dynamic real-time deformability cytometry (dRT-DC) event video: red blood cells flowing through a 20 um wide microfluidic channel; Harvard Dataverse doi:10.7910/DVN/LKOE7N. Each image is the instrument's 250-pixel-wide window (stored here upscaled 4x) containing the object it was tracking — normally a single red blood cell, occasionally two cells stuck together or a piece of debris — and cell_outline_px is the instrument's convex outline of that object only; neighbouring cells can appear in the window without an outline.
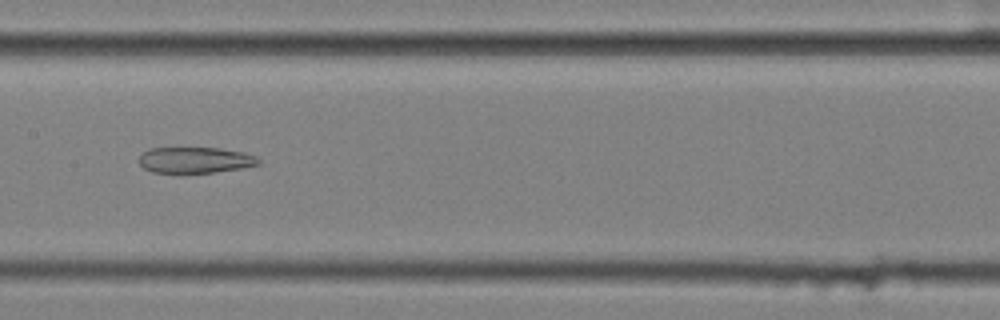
{"species": "common noctule bat (a hibernating species)", "species_latin": "Nyctalus noctula", "temperature_condition": "cold", "stored_images_in_passage": 52, "segment_of_instrument_passage": [2, 2], "camera_frame_rate_fps": 3000, "um_per_image_px": 0.085, "animal": {"sex": "female", "body_mass_g": 25.1}, "frame": {"image": 1, "passage_image": 24, "time_ms": 7.667, "image_size_px": [1000, 320], "cell_outline_px": [[260, 164], [244, 168], [216, 172], [180, 176], [152, 172], [144, 168], [140, 164], [140, 156], [148, 148], [220, 148], [244, 152], [256, 156], [260, 160]], "centroid_in_image_um": [16.58, 13.65], "position_along_channel_um": 190.8, "area_um2": 18.96}}
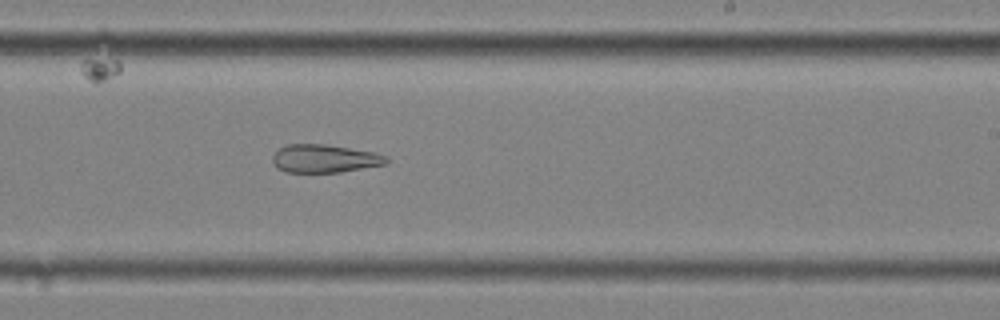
{"frame": {"image": 2, "passage_image": 30, "time_ms": 9.667, "image_size_px": [1000, 320], "cell_outline_px": [[388, 164], [340, 172], [284, 172], [276, 168], [272, 160], [272, 156], [280, 148], [288, 144], [324, 144], [376, 152], [388, 156]], "centroid_in_image_um": [27.61, 13.48], "position_along_channel_um": 261.4, "area_um2": 18.79}}
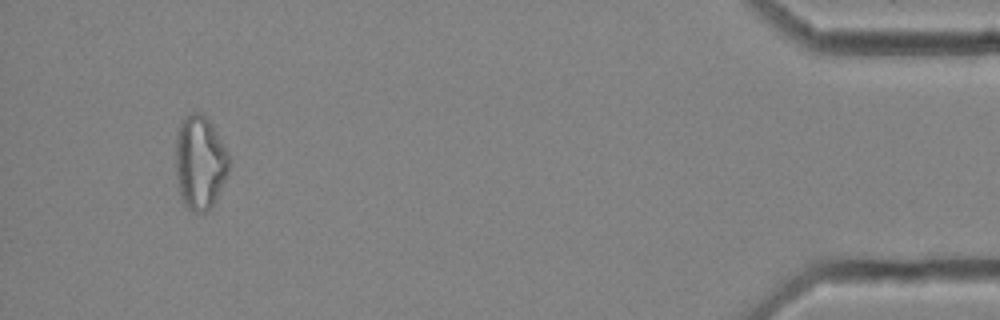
{"frame": {"image": 3, "passage_image": 49, "time_ms": 16.0, "image_size_px": [1000, 320], "cell_outline_px": [[228, 172], [212, 204], [204, 212], [192, 212], [184, 204], [180, 196], [176, 180], [176, 136], [180, 124], [184, 116], [192, 112], [200, 112], [212, 124], [228, 152]], "centroid_in_image_um": [16.96, 13.78], "position_along_channel_um": 418.2, "area_um2": 28.9}}